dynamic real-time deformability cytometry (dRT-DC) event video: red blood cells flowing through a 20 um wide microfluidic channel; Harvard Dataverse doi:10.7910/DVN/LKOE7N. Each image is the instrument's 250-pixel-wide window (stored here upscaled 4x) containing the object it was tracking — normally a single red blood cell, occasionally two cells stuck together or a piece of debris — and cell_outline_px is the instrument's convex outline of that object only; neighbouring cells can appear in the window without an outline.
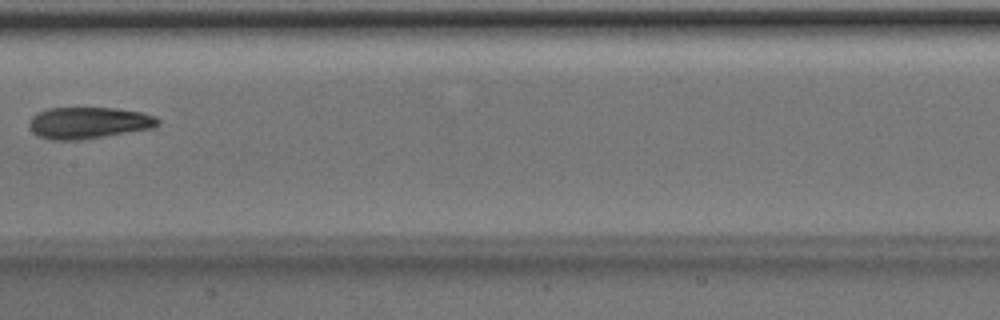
{"species": "Egyptian fruit bat (a non-hibernating species)", "species_latin": "Rousettus aegyptiacus", "temperature_condition": "room temperature", "stored_images_in_passage": 7, "camera_frame_rate_fps": 3000, "um_per_image_px": 0.085, "animal": {"sex": "male"}, "frame": {"image": 1, "passage_image": 7, "time_ms": 2.0, "image_size_px": [1000, 320], "cell_outline_px": [[160, 124], [152, 128], [80, 140], [48, 140], [32, 132], [28, 124], [28, 120], [32, 116], [48, 108], [116, 108], [140, 112], [156, 116], [160, 120]], "centroid_in_image_um": [7.51, 10.44], "position_along_channel_um": 199.9, "area_um2": 23.7}}